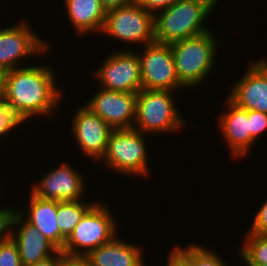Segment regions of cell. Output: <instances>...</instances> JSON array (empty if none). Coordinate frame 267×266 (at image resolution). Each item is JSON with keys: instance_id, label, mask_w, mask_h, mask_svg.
Wrapping results in <instances>:
<instances>
[{"instance_id": "34", "label": "cell", "mask_w": 267, "mask_h": 266, "mask_svg": "<svg viewBox=\"0 0 267 266\" xmlns=\"http://www.w3.org/2000/svg\"><path fill=\"white\" fill-rule=\"evenodd\" d=\"M244 266H267V264H243Z\"/></svg>"}, {"instance_id": "33", "label": "cell", "mask_w": 267, "mask_h": 266, "mask_svg": "<svg viewBox=\"0 0 267 266\" xmlns=\"http://www.w3.org/2000/svg\"><path fill=\"white\" fill-rule=\"evenodd\" d=\"M166 261L164 266H182L170 253H168Z\"/></svg>"}, {"instance_id": "7", "label": "cell", "mask_w": 267, "mask_h": 266, "mask_svg": "<svg viewBox=\"0 0 267 266\" xmlns=\"http://www.w3.org/2000/svg\"><path fill=\"white\" fill-rule=\"evenodd\" d=\"M102 35L121 44L147 45L155 42L154 15L136 1L129 5L106 11Z\"/></svg>"}, {"instance_id": "18", "label": "cell", "mask_w": 267, "mask_h": 266, "mask_svg": "<svg viewBox=\"0 0 267 266\" xmlns=\"http://www.w3.org/2000/svg\"><path fill=\"white\" fill-rule=\"evenodd\" d=\"M61 2L64 3L65 14L78 37L101 33L106 10L100 0H62Z\"/></svg>"}, {"instance_id": "1", "label": "cell", "mask_w": 267, "mask_h": 266, "mask_svg": "<svg viewBox=\"0 0 267 266\" xmlns=\"http://www.w3.org/2000/svg\"><path fill=\"white\" fill-rule=\"evenodd\" d=\"M55 72L53 67L45 64L28 65L7 72L3 100L23 124L34 117H55L56 109L61 108L64 95L57 86L59 81Z\"/></svg>"}, {"instance_id": "21", "label": "cell", "mask_w": 267, "mask_h": 266, "mask_svg": "<svg viewBox=\"0 0 267 266\" xmlns=\"http://www.w3.org/2000/svg\"><path fill=\"white\" fill-rule=\"evenodd\" d=\"M57 201V225L60 230V250L64 247L65 240L70 236L76 225L81 221L84 214L97 202Z\"/></svg>"}, {"instance_id": "2", "label": "cell", "mask_w": 267, "mask_h": 266, "mask_svg": "<svg viewBox=\"0 0 267 266\" xmlns=\"http://www.w3.org/2000/svg\"><path fill=\"white\" fill-rule=\"evenodd\" d=\"M216 0H178L154 15V39L160 44H172L210 29L206 21L211 18ZM207 25H206V24Z\"/></svg>"}, {"instance_id": "6", "label": "cell", "mask_w": 267, "mask_h": 266, "mask_svg": "<svg viewBox=\"0 0 267 266\" xmlns=\"http://www.w3.org/2000/svg\"><path fill=\"white\" fill-rule=\"evenodd\" d=\"M112 213L105 202L97 201L65 240L62 252L87 255L100 245L111 241L119 234L118 229H120L117 218Z\"/></svg>"}, {"instance_id": "35", "label": "cell", "mask_w": 267, "mask_h": 266, "mask_svg": "<svg viewBox=\"0 0 267 266\" xmlns=\"http://www.w3.org/2000/svg\"><path fill=\"white\" fill-rule=\"evenodd\" d=\"M1 195H2V189H1V185H0V198H1Z\"/></svg>"}, {"instance_id": "24", "label": "cell", "mask_w": 267, "mask_h": 266, "mask_svg": "<svg viewBox=\"0 0 267 266\" xmlns=\"http://www.w3.org/2000/svg\"><path fill=\"white\" fill-rule=\"evenodd\" d=\"M25 125L8 108L4 100H0V139L6 137L15 130ZM19 126V127H18ZM21 126V127H20ZM7 135V136H6Z\"/></svg>"}, {"instance_id": "26", "label": "cell", "mask_w": 267, "mask_h": 266, "mask_svg": "<svg viewBox=\"0 0 267 266\" xmlns=\"http://www.w3.org/2000/svg\"><path fill=\"white\" fill-rule=\"evenodd\" d=\"M12 206H0V242L12 239L13 221L18 212L17 207Z\"/></svg>"}, {"instance_id": "8", "label": "cell", "mask_w": 267, "mask_h": 266, "mask_svg": "<svg viewBox=\"0 0 267 266\" xmlns=\"http://www.w3.org/2000/svg\"><path fill=\"white\" fill-rule=\"evenodd\" d=\"M24 19L0 28V67L7 71L28 66V58L42 56L51 50L49 41L39 37L31 22Z\"/></svg>"}, {"instance_id": "10", "label": "cell", "mask_w": 267, "mask_h": 266, "mask_svg": "<svg viewBox=\"0 0 267 266\" xmlns=\"http://www.w3.org/2000/svg\"><path fill=\"white\" fill-rule=\"evenodd\" d=\"M142 89L177 92L185 88L179 83L170 44L153 42L138 52Z\"/></svg>"}, {"instance_id": "22", "label": "cell", "mask_w": 267, "mask_h": 266, "mask_svg": "<svg viewBox=\"0 0 267 266\" xmlns=\"http://www.w3.org/2000/svg\"><path fill=\"white\" fill-rule=\"evenodd\" d=\"M244 243L238 247L242 264H267V234L245 232Z\"/></svg>"}, {"instance_id": "20", "label": "cell", "mask_w": 267, "mask_h": 266, "mask_svg": "<svg viewBox=\"0 0 267 266\" xmlns=\"http://www.w3.org/2000/svg\"><path fill=\"white\" fill-rule=\"evenodd\" d=\"M169 253L182 265V266H231L227 261L219 255L213 248L199 243L187 246L174 245V248Z\"/></svg>"}, {"instance_id": "30", "label": "cell", "mask_w": 267, "mask_h": 266, "mask_svg": "<svg viewBox=\"0 0 267 266\" xmlns=\"http://www.w3.org/2000/svg\"><path fill=\"white\" fill-rule=\"evenodd\" d=\"M134 1L136 0H100L101 5L106 11L129 5Z\"/></svg>"}, {"instance_id": "29", "label": "cell", "mask_w": 267, "mask_h": 266, "mask_svg": "<svg viewBox=\"0 0 267 266\" xmlns=\"http://www.w3.org/2000/svg\"><path fill=\"white\" fill-rule=\"evenodd\" d=\"M176 1L178 0H136L140 6L153 15L164 10L165 8H168Z\"/></svg>"}, {"instance_id": "31", "label": "cell", "mask_w": 267, "mask_h": 266, "mask_svg": "<svg viewBox=\"0 0 267 266\" xmlns=\"http://www.w3.org/2000/svg\"><path fill=\"white\" fill-rule=\"evenodd\" d=\"M29 266H58V252L54 255Z\"/></svg>"}, {"instance_id": "12", "label": "cell", "mask_w": 267, "mask_h": 266, "mask_svg": "<svg viewBox=\"0 0 267 266\" xmlns=\"http://www.w3.org/2000/svg\"><path fill=\"white\" fill-rule=\"evenodd\" d=\"M70 121L72 138L79 146L83 157L97 163L104 156L108 137L113 130L100 116L93 113L85 105L79 106Z\"/></svg>"}, {"instance_id": "5", "label": "cell", "mask_w": 267, "mask_h": 266, "mask_svg": "<svg viewBox=\"0 0 267 266\" xmlns=\"http://www.w3.org/2000/svg\"><path fill=\"white\" fill-rule=\"evenodd\" d=\"M145 136L135 129L112 130L104 156L97 165L132 178L146 177L152 173L149 166V152ZM148 153V154H147ZM112 169V170H111Z\"/></svg>"}, {"instance_id": "4", "label": "cell", "mask_w": 267, "mask_h": 266, "mask_svg": "<svg viewBox=\"0 0 267 266\" xmlns=\"http://www.w3.org/2000/svg\"><path fill=\"white\" fill-rule=\"evenodd\" d=\"M174 94L173 91L141 89L137 93L133 129L150 137V134L168 133L171 136L188 127L187 121L183 120L185 117L179 112Z\"/></svg>"}, {"instance_id": "25", "label": "cell", "mask_w": 267, "mask_h": 266, "mask_svg": "<svg viewBox=\"0 0 267 266\" xmlns=\"http://www.w3.org/2000/svg\"><path fill=\"white\" fill-rule=\"evenodd\" d=\"M0 266H23L18 246L12 239L0 242Z\"/></svg>"}, {"instance_id": "11", "label": "cell", "mask_w": 267, "mask_h": 266, "mask_svg": "<svg viewBox=\"0 0 267 266\" xmlns=\"http://www.w3.org/2000/svg\"><path fill=\"white\" fill-rule=\"evenodd\" d=\"M57 165L34 181L29 192L38 198L59 202L84 200L87 182L83 173L67 162Z\"/></svg>"}, {"instance_id": "3", "label": "cell", "mask_w": 267, "mask_h": 266, "mask_svg": "<svg viewBox=\"0 0 267 266\" xmlns=\"http://www.w3.org/2000/svg\"><path fill=\"white\" fill-rule=\"evenodd\" d=\"M213 30L170 44L179 83L186 89H196L215 70L221 41Z\"/></svg>"}, {"instance_id": "28", "label": "cell", "mask_w": 267, "mask_h": 266, "mask_svg": "<svg viewBox=\"0 0 267 266\" xmlns=\"http://www.w3.org/2000/svg\"><path fill=\"white\" fill-rule=\"evenodd\" d=\"M58 266H91L86 255H71L58 251Z\"/></svg>"}, {"instance_id": "16", "label": "cell", "mask_w": 267, "mask_h": 266, "mask_svg": "<svg viewBox=\"0 0 267 266\" xmlns=\"http://www.w3.org/2000/svg\"><path fill=\"white\" fill-rule=\"evenodd\" d=\"M12 240L17 244L23 266L36 264L59 251L46 236L29 223L19 211L13 221Z\"/></svg>"}, {"instance_id": "27", "label": "cell", "mask_w": 267, "mask_h": 266, "mask_svg": "<svg viewBox=\"0 0 267 266\" xmlns=\"http://www.w3.org/2000/svg\"><path fill=\"white\" fill-rule=\"evenodd\" d=\"M252 220L250 228L247 230L248 233L267 234V198L264 199Z\"/></svg>"}, {"instance_id": "13", "label": "cell", "mask_w": 267, "mask_h": 266, "mask_svg": "<svg viewBox=\"0 0 267 266\" xmlns=\"http://www.w3.org/2000/svg\"><path fill=\"white\" fill-rule=\"evenodd\" d=\"M84 105L100 116L113 130L132 129L135 122L137 93L98 88Z\"/></svg>"}, {"instance_id": "19", "label": "cell", "mask_w": 267, "mask_h": 266, "mask_svg": "<svg viewBox=\"0 0 267 266\" xmlns=\"http://www.w3.org/2000/svg\"><path fill=\"white\" fill-rule=\"evenodd\" d=\"M28 194L30 198L25 212L24 208L18 207L19 213L60 250V230L56 218L57 201L38 198L31 192Z\"/></svg>"}, {"instance_id": "9", "label": "cell", "mask_w": 267, "mask_h": 266, "mask_svg": "<svg viewBox=\"0 0 267 266\" xmlns=\"http://www.w3.org/2000/svg\"><path fill=\"white\" fill-rule=\"evenodd\" d=\"M118 50V51H117ZM103 58L99 68L91 73L99 87L125 93H138L142 89L140 59L135 48H117ZM101 85V86H100Z\"/></svg>"}, {"instance_id": "23", "label": "cell", "mask_w": 267, "mask_h": 266, "mask_svg": "<svg viewBox=\"0 0 267 266\" xmlns=\"http://www.w3.org/2000/svg\"><path fill=\"white\" fill-rule=\"evenodd\" d=\"M248 119L250 125V153L252 152L251 148L255 146L259 142V138L263 135V133L267 134V114L255 111L248 110Z\"/></svg>"}, {"instance_id": "17", "label": "cell", "mask_w": 267, "mask_h": 266, "mask_svg": "<svg viewBox=\"0 0 267 266\" xmlns=\"http://www.w3.org/2000/svg\"><path fill=\"white\" fill-rule=\"evenodd\" d=\"M144 251L143 245L129 243L118 234L86 256L91 266H146Z\"/></svg>"}, {"instance_id": "15", "label": "cell", "mask_w": 267, "mask_h": 266, "mask_svg": "<svg viewBox=\"0 0 267 266\" xmlns=\"http://www.w3.org/2000/svg\"><path fill=\"white\" fill-rule=\"evenodd\" d=\"M224 102L226 108H228L217 117L219 133L232 155L231 160L233 158L237 160L245 159V156L250 153L248 110L237 106L227 96Z\"/></svg>"}, {"instance_id": "14", "label": "cell", "mask_w": 267, "mask_h": 266, "mask_svg": "<svg viewBox=\"0 0 267 266\" xmlns=\"http://www.w3.org/2000/svg\"><path fill=\"white\" fill-rule=\"evenodd\" d=\"M227 97L243 109L267 114V59L249 61L244 75L233 83Z\"/></svg>"}, {"instance_id": "32", "label": "cell", "mask_w": 267, "mask_h": 266, "mask_svg": "<svg viewBox=\"0 0 267 266\" xmlns=\"http://www.w3.org/2000/svg\"><path fill=\"white\" fill-rule=\"evenodd\" d=\"M7 70L0 67V100L4 99Z\"/></svg>"}]
</instances>
